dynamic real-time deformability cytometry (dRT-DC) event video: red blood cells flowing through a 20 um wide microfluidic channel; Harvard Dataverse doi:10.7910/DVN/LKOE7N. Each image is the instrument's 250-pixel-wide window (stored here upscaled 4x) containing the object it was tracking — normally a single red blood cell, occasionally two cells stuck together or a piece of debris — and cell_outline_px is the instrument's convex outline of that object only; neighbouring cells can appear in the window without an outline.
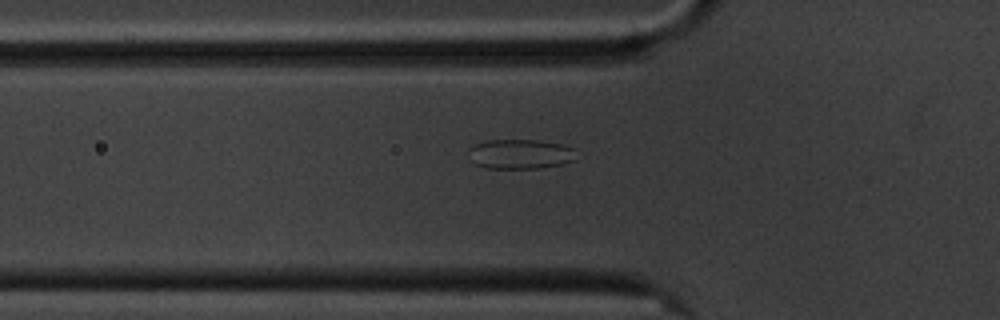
{"species": "common noctule bat (a hibernating species)", "species_latin": "Nyctalus noctula", "temperature_condition": "cold", "stored_images_in_passage": 43, "camera_frame_rate_fps": 3000, "um_per_image_px": 0.085, "animal": {"sex": "male", "body_mass_g": 20.1, "forearm_length_mm": 53.5}, "frame": {"image": 1, "passage_image": 7, "time_ms": 2.0, "image_size_px": [1000, 320], "cell_outline_px": [[576, 160], [564, 164], [540, 168], [484, 168], [476, 164], [472, 160], [468, 148], [476, 144], [488, 140], [540, 140], [560, 144], [572, 148]], "centroid_in_image_um": [44.23, 13.1], "position_along_channel_um": 81.6, "area_um2": 18.55}}
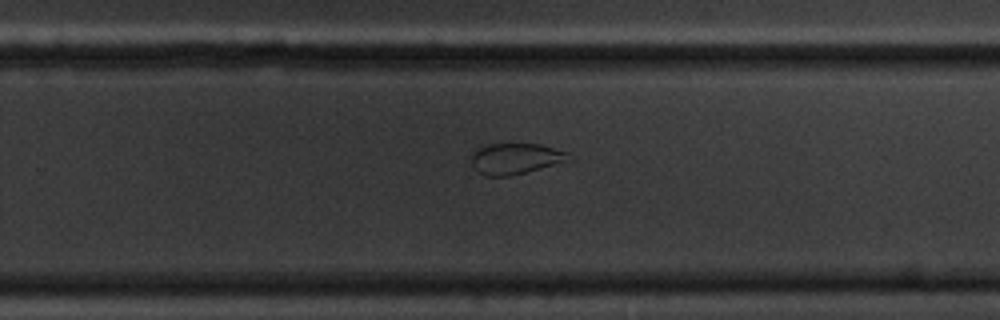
{"frame": {"image": 2, "passage_image": 25, "time_ms": 8.0, "image_size_px": [1000, 320], "cell_outline_px": [[572, 160], [508, 176], [488, 176], [480, 172], [472, 164], [472, 152], [480, 144], [540, 144], [568, 152]], "centroid_in_image_um": [43.81, 13.46], "position_along_channel_um": 286.0, "area_um2": 17.46}}
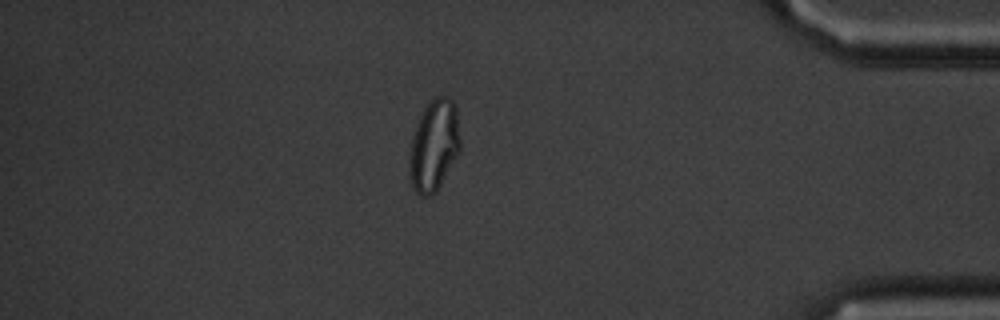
{"frame": {"image": 3, "passage_image": 38, "time_ms": 12.333, "image_size_px": [1000, 320], "cell_outline_px": [[460, 152], [436, 192], [428, 196], [420, 196], [412, 188], [408, 176], [408, 156], [412, 136], [416, 124], [424, 108], [436, 96], [448, 96], [456, 104], [460, 140]], "centroid_in_image_um": [36.87, 12.39], "position_along_channel_um": 398.3, "area_um2": 27.57}, "authors_computed_cell_mechanics": {"area_um2": 19.2474, "velocity_mm_per_s": 3.3936, "shape_relaxation_time_tau1_ms": null, "shape_relaxation_time_tau2_ms": 1.4343, "deformation_change_tau1": null, "deformation_change_tau2": 0.0574}}